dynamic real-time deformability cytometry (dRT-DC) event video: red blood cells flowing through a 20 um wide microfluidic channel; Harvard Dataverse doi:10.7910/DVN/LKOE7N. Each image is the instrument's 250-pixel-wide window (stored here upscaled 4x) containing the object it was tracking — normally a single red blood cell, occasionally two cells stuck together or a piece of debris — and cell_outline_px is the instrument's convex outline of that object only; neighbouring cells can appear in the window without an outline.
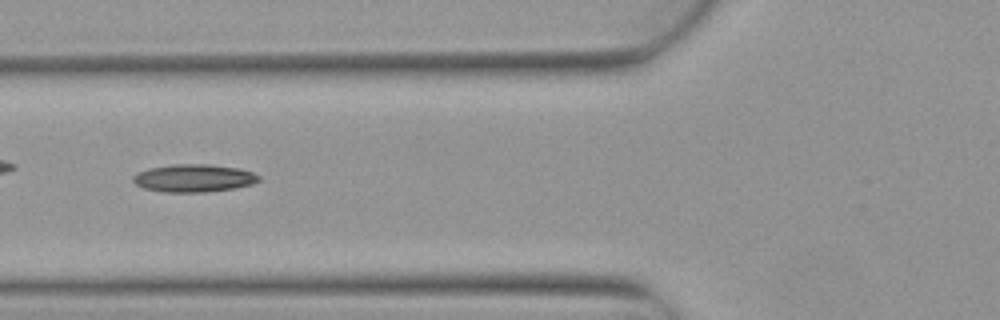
{"species": "Egyptian fruit bat (a non-hibernating species)", "species_latin": "Rousettus aegyptiacus", "temperature_condition": "warm", "stored_images_in_passage": 2, "camera_frame_rate_fps": 3000, "um_per_image_px": 0.085, "animal": {"sex": "female"}, "frame": {"image": 1, "passage_image": 2, "time_ms": 0.333, "image_size_px": [1000, 320], "cell_outline_px": [[260, 180], [252, 184], [232, 188], [204, 192], [164, 192], [144, 188], [136, 184], [132, 180], [132, 176], [136, 172], [148, 168], [172, 164], [208, 164], [240, 168], [252, 172], [260, 176]], "centroid_in_image_um": [16.44, 15.13], "position_along_channel_um": 109.4, "area_um2": 20.4}}